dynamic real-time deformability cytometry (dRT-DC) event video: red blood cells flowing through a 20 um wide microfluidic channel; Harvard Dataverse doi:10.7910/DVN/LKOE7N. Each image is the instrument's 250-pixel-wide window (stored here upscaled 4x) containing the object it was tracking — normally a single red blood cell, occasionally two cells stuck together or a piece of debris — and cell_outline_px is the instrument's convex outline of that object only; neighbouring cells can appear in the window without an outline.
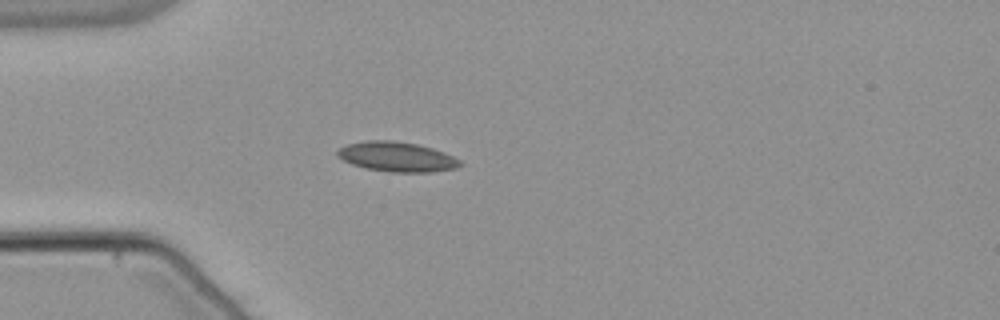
{"species": "common noctule bat (a hibernating species)", "species_latin": "Nyctalus noctula", "temperature_condition": "warm", "stored_images_in_passage": 39, "camera_frame_rate_fps": 3000, "um_per_image_px": 0.085, "animal": {"sex": "male", "body_mass_g": 21.5, "forearm_length_mm": 52.0}, "frame": {"image": 1, "passage_image": 1, "time_ms": 0.0, "image_size_px": [1000, 320], "cell_outline_px": [[464, 164], [456, 168], [432, 172], [392, 172], [364, 168], [352, 164], [336, 156], [336, 152], [340, 148], [348, 144], [368, 140], [392, 140], [416, 144], [432, 148], [444, 152], [460, 160]], "centroid_in_image_um": [33.74, 13.33], "position_along_channel_um": 51.3, "area_um2": 21.27}}
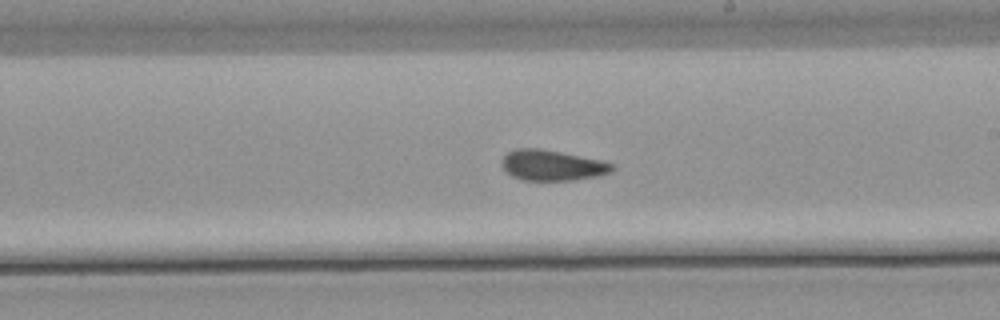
{"frame": {"image": 2, "passage_image": 17, "time_ms": 5.333, "image_size_px": [1000, 320], "cell_outline_px": [[616, 168], [612, 172], [596, 176], [572, 180], [524, 180], [512, 176], [500, 164], [500, 160], [508, 152], [516, 148], [540, 148], [600, 160], [612, 164]], "centroid_in_image_um": [46.91, 14.04], "position_along_channel_um": 242.1, "area_um2": 19.54}}
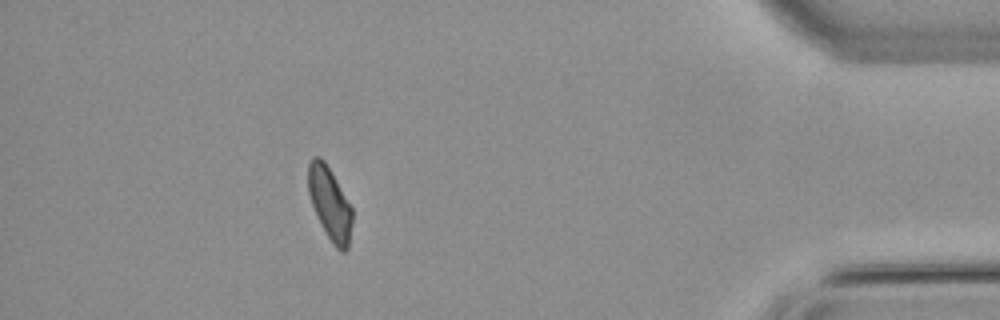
{"frame": {"image": 3, "passage_image": 34, "time_ms": 11.0, "image_size_px": [1000, 320], "cell_outline_px": [[352, 224], [348, 248], [344, 252], [340, 252], [332, 244], [316, 216], [308, 192], [308, 164], [312, 156], [320, 156], [324, 160], [352, 208]], "centroid_in_image_um": [28.02, 17.32], "position_along_channel_um": 407.2, "area_um2": 18.61}, "authors_computed_cell_mechanics": {"area_um2": 19.5364, "velocity_mm_per_s": 3.7997, "shape_relaxation_time_tau1_ms": null, "shape_relaxation_time_tau2_ms": 2.3557, "deformation_change_tau1": null, "deformation_change_tau2": 0.0794}}